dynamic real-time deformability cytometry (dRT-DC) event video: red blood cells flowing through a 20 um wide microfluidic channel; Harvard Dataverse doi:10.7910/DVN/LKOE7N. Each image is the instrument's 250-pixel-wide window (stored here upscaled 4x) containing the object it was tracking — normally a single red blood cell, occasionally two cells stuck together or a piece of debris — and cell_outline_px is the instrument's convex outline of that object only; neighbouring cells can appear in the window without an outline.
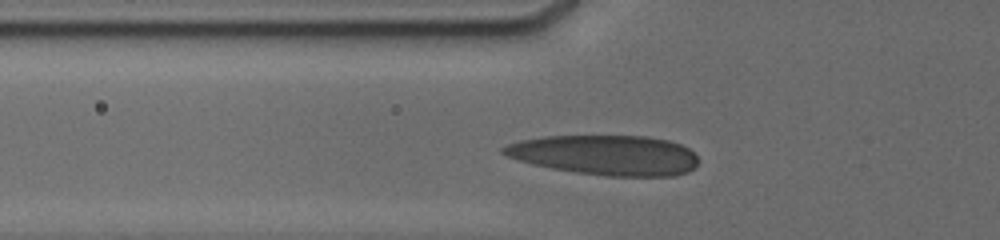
{"species": "human", "species_latin": "Homo sapiens", "temperature_condition": "cold", "stored_images_in_passage": 8, "camera_frame_rate_fps": 3000, "um_per_image_px": 0.085, "donor": {"sex": "male"}, "frame": {"image": 1, "passage_image": 5, "time_ms": 3.333, "image_size_px": [1000, 240], "cell_outline_px": [[696, 164], [688, 172], [672, 176], [604, 176], [576, 172], [552, 168], [532, 164], [508, 156], [500, 152], [500, 148], [508, 144], [520, 140], [544, 136], [644, 136], [668, 140], [680, 144], [688, 148], [696, 156]], "centroid_in_image_um": [51.44, 13.18], "position_along_channel_um": 74.4, "area_um2": 45.2}}
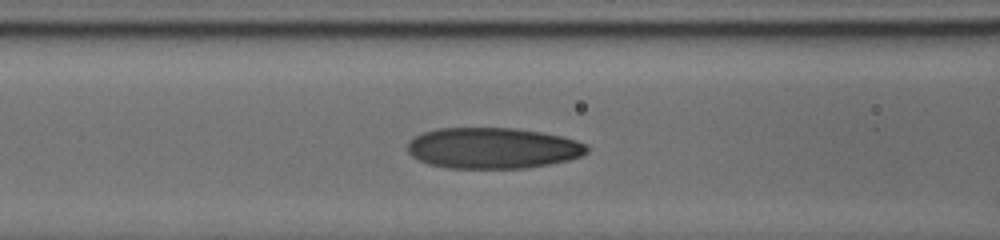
{"frame": {"image": 2, "passage_image": 7, "time_ms": 4.667, "image_size_px": [1000, 240], "cell_outline_px": [[588, 152], [580, 156], [568, 160], [548, 164], [524, 168], [448, 168], [428, 164], [412, 156], [408, 152], [408, 144], [416, 136], [424, 132], [440, 128], [512, 128], [540, 132], [560, 136], [576, 140], [584, 144], [588, 148]], "centroid_in_image_um": [41.88, 12.59], "position_along_channel_um": 124.7, "area_um2": 42.48}}